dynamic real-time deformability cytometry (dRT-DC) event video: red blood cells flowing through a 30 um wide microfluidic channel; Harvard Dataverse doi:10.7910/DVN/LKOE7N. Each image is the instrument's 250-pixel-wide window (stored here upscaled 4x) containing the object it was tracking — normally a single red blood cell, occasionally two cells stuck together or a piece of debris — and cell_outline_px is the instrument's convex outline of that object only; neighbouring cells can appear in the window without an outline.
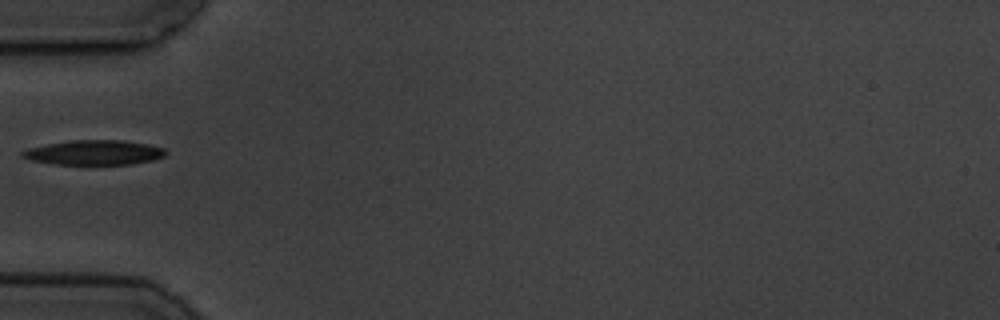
{"species": "common noctule bat (a hibernating species)", "species_latin": "Nyctalus noctula", "temperature_condition": "cold", "stored_images_in_passage": 4, "camera_frame_rate_fps": 3000, "um_per_image_px": 0.085, "animal": {"sex": "male", "body_mass_g": 19.5, "forearm_length_mm": 54.6}, "frame": {"image": 1, "passage_image": 4, "time_ms": 3.333, "image_size_px": [1000, 320], "cell_outline_px": [[168, 152], [164, 156], [152, 160], [132, 164], [56, 164], [32, 160], [20, 156], [20, 152], [28, 148], [48, 144], [72, 140], [124, 140], [148, 144], [164, 148]], "centroid_in_image_um": [8.02, 12.96], "position_along_channel_um": 77.0, "area_um2": 20.58}}